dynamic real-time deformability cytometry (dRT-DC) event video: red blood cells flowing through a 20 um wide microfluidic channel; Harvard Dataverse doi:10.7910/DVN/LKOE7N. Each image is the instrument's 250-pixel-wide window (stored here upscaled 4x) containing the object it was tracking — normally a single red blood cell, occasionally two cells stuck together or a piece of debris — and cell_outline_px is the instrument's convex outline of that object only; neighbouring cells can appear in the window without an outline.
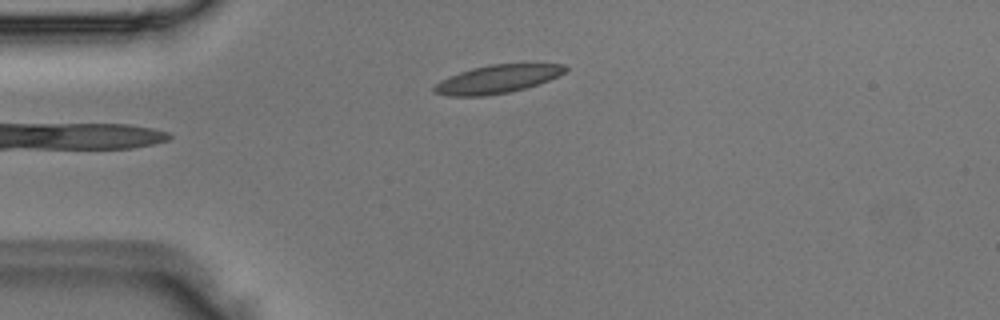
{"species": "Egyptian fruit bat (a non-hibernating species)", "species_latin": "Rousettus aegyptiacus", "temperature_condition": "room temperature", "stored_images_in_passage": 2, "camera_frame_rate_fps": 3000, "um_per_image_px": 0.085, "animal": {"sex": "male"}, "frame": {"image": 1, "passage_image": 2, "time_ms": 0.333, "image_size_px": [1000, 320], "cell_outline_px": [[568, 68], [564, 72], [548, 80], [524, 88], [508, 92], [484, 96], [448, 96], [432, 92], [432, 88], [440, 80], [460, 72], [472, 68], [488, 64], [564, 64]], "centroid_in_image_um": [42.21, 6.72], "position_along_channel_um": 42.8, "area_um2": 21.33}}